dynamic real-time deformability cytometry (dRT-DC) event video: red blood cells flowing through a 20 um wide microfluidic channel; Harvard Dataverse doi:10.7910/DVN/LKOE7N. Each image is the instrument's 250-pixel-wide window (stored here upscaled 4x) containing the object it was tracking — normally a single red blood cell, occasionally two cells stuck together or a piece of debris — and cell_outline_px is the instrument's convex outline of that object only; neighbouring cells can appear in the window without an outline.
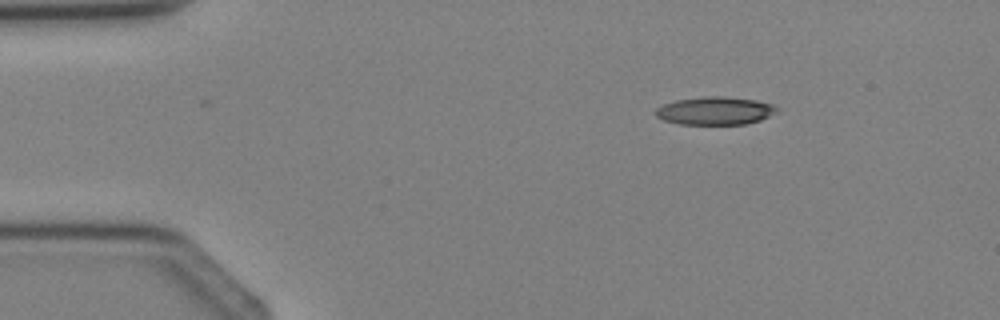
{"species": "Egyptian fruit bat (a non-hibernating species)", "species_latin": "Rousettus aegyptiacus", "temperature_condition": "cold", "stored_images_in_passage": 4, "camera_frame_rate_fps": 3000, "um_per_image_px": 0.085, "animal": {"sex": "female"}, "frame": {"image": 1, "passage_image": 4, "time_ms": 3.667, "image_size_px": [1000, 320], "cell_outline_px": [[776, 112], [760, 120], [744, 124], [680, 124], [664, 120], [656, 116], [656, 108], [664, 104], [676, 100], [704, 96], [724, 96], [756, 100], [772, 104], [776, 108]], "centroid_in_image_um": [60.76, 9.41], "position_along_channel_um": 24.2, "area_um2": 19.59}}